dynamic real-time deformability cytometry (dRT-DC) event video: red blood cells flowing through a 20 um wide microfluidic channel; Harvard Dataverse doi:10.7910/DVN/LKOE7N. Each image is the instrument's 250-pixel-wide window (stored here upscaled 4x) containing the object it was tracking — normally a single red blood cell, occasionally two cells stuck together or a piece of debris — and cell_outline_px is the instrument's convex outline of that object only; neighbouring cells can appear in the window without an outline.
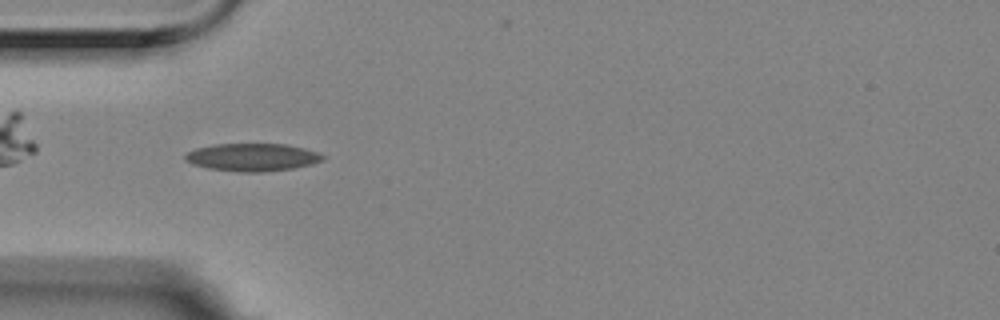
{"species": "Egyptian fruit bat (a non-hibernating species)", "species_latin": "Rousettus aegyptiacus", "temperature_condition": "room temperature", "stored_images_in_passage": 6, "camera_frame_rate_fps": 3000, "um_per_image_px": 0.085, "animal": {"sex": "female"}, "frame": {"image": 1, "passage_image": 5, "time_ms": 1.333, "image_size_px": [1000, 320], "cell_outline_px": [[324, 160], [312, 164], [292, 168], [260, 172], [240, 172], [208, 168], [192, 164], [184, 160], [184, 156], [188, 152], [196, 148], [216, 144], [284, 144], [304, 148], [316, 152], [324, 156]], "centroid_in_image_um": [21.43, 13.36], "position_along_channel_um": 63.6, "area_um2": 22.08}}